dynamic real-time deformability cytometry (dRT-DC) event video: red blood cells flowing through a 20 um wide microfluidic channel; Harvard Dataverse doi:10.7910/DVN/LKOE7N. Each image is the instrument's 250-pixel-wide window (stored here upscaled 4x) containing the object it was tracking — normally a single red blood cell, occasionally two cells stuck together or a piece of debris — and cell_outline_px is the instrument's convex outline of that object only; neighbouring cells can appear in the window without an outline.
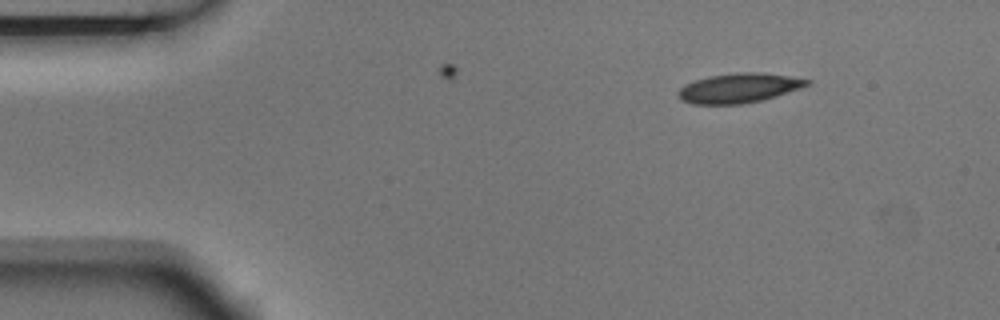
{"species": "Egyptian fruit bat (a non-hibernating species)", "species_latin": "Rousettus aegyptiacus", "temperature_condition": "room temperature", "stored_images_in_passage": 2, "camera_frame_rate_fps": 3000, "um_per_image_px": 0.085, "animal": {"sex": "male"}, "frame": {"image": 1, "passage_image": 2, "time_ms": 0.333, "image_size_px": [1000, 320], "cell_outline_px": [[812, 84], [764, 100], [740, 104], [692, 104], [680, 100], [676, 96], [676, 92], [684, 84], [708, 76], [736, 72], [760, 72], [788, 76], [812, 80]], "centroid_in_image_um": [62.78, 7.48], "position_along_channel_um": 22.2, "area_um2": 22.43}}